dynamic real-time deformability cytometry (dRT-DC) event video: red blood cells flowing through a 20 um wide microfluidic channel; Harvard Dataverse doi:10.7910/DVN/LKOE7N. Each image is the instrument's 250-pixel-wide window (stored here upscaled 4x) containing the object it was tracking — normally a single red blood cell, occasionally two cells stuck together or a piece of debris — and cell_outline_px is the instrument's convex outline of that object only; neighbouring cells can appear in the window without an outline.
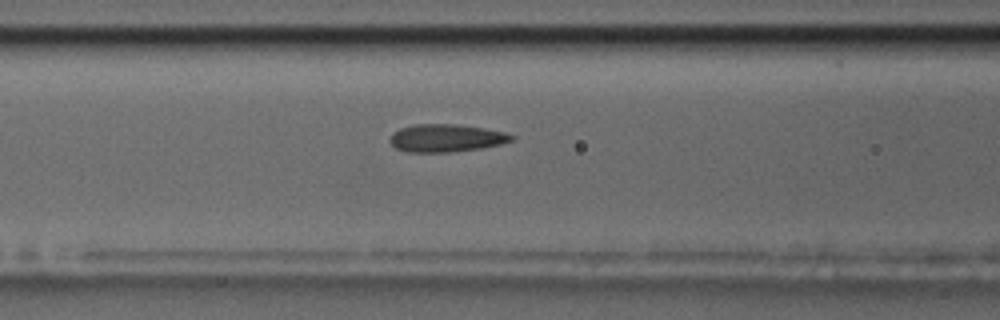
{"species": "common noctule bat (a hibernating species)", "species_latin": "Nyctalus noctula", "temperature_condition": "room temperature", "stored_images_in_passage": 41, "camera_frame_rate_fps": 3000, "um_per_image_px": 0.085, "animal": {"sex": "male", "body_mass_g": 17.5, "forearm_length_mm": 52.3}, "frame": {"image": 1, "passage_image": 10, "time_ms": 3.0, "image_size_px": [1000, 320], "cell_outline_px": [[516, 136], [512, 140], [500, 144], [480, 148], [452, 152], [408, 152], [396, 148], [388, 140], [392, 132], [400, 128], [416, 124], [452, 124], [484, 128], [504, 132]], "centroid_in_image_um": [37.89, 11.73], "position_along_channel_um": 128.7, "area_um2": 19.59}}
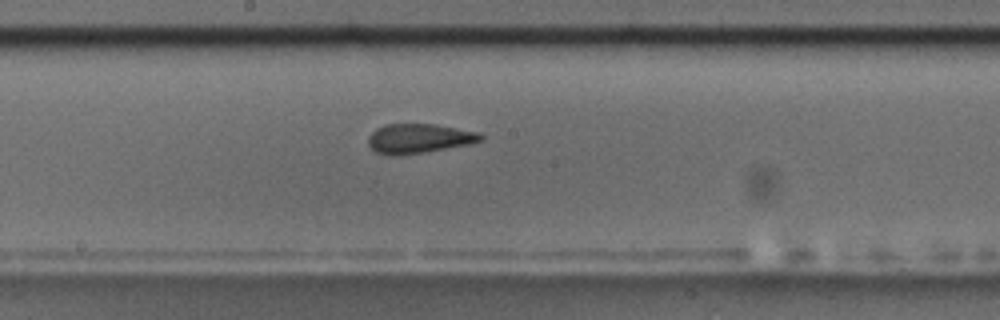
{"frame": {"image": 2, "passage_image": 17, "time_ms": 5.333, "image_size_px": [1000, 320], "cell_outline_px": [[484, 140], [468, 144], [424, 152], [396, 156], [388, 156], [376, 152], [368, 144], [368, 136], [376, 128], [384, 124], [436, 124], [480, 132], [484, 136]], "centroid_in_image_um": [35.6, 11.77], "position_along_channel_um": 212.6, "area_um2": 19.48}}
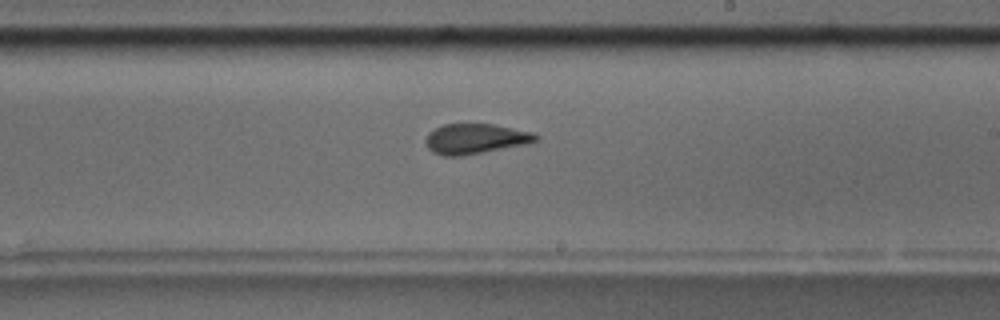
{"frame": {"image": 3, "passage_image": 20, "time_ms": 6.333, "image_size_px": [1000, 320], "cell_outline_px": [[540, 140], [528, 144], [484, 152], [460, 156], [444, 156], [432, 152], [428, 148], [424, 140], [428, 132], [444, 124], [492, 124], [532, 132], [540, 136]], "centroid_in_image_um": [40.42, 11.8], "position_along_channel_um": 248.6, "area_um2": 19.48}, "authors_computed_cell_mechanics": {"area_um2": 19.4786, "velocity_mm_per_s": 3.6127, "shape_relaxation_time_tau1_ms": null, "shape_relaxation_time_tau2_ms": 1.7597, "deformation_change_tau1": null, "deformation_change_tau2": 0.0879}}